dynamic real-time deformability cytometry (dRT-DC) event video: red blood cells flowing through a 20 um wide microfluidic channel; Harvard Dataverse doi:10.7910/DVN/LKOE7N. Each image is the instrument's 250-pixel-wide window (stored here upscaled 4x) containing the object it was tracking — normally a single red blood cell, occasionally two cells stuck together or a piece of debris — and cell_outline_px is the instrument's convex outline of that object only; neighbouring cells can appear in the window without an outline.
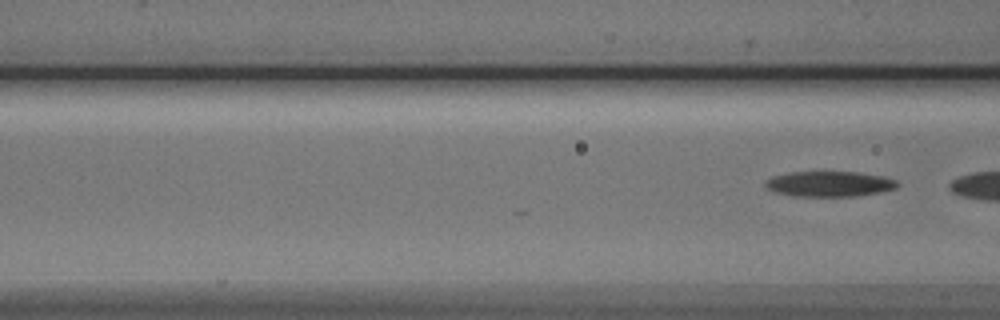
{"species": "Egyptian fruit bat (a non-hibernating species)", "species_latin": "Rousettus aegyptiacus", "temperature_condition": "cold", "stored_images_in_passage": 5, "segment_of_instrument_passage": [2, 2], "camera_frame_rate_fps": 3000, "um_per_image_px": 0.085, "animal": {"sex": "male"}, "frame": {"image": 1, "passage_image": 5, "time_ms": 5.667, "image_size_px": [1000, 320], "cell_outline_px": [[900, 184], [896, 188], [880, 192], [856, 196], [792, 196], [772, 192], [764, 184], [764, 180], [772, 176], [792, 172], [856, 172], [884, 176], [896, 180]], "centroid_in_image_um": [70.48, 15.63], "position_along_channel_um": 96.1, "area_um2": 19.65}}